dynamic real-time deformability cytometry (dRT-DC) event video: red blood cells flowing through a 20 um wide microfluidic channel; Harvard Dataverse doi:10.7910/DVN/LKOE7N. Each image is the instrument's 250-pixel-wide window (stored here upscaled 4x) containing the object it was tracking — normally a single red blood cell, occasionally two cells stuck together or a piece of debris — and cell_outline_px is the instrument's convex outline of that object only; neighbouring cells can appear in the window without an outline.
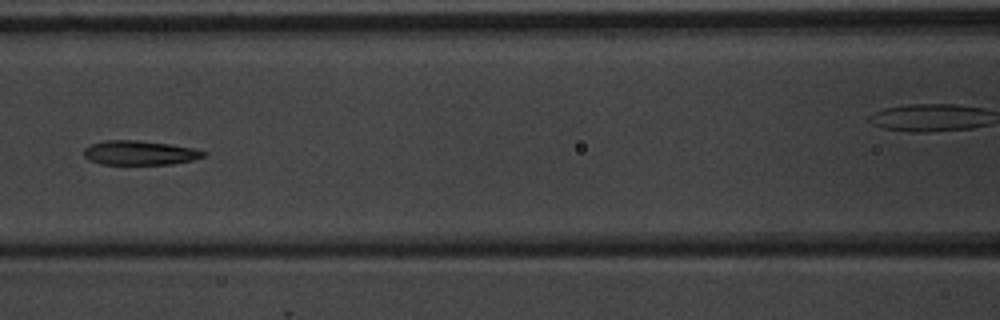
{"species": "common noctule bat (a hibernating species)", "species_latin": "Nyctalus noctula", "temperature_condition": "warm", "stored_images_in_passage": 9, "camera_frame_rate_fps": 3000, "um_per_image_px": 0.085, "animal": {"sex": "male", "body_mass_g": 20.1, "forearm_length_mm": 53.5}, "frame": {"image": 1, "passage_image": 6, "time_ms": 6.0, "image_size_px": [1000, 320], "cell_outline_px": [[208, 156], [196, 160], [172, 164], [100, 164], [88, 160], [84, 156], [84, 148], [92, 144], [104, 140], [136, 140], [168, 144], [192, 148], [208, 152]], "centroid_in_image_um": [11.91, 13.0], "position_along_channel_um": 154.7, "area_um2": 17.11}}
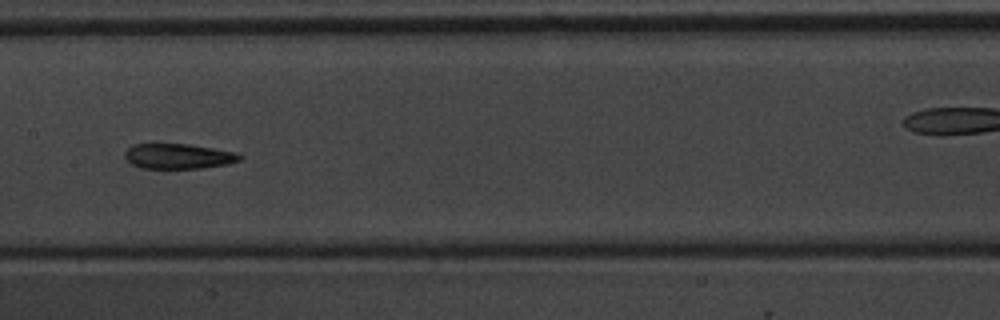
{"frame": {"image": 2, "passage_image": 7, "time_ms": 7.0, "image_size_px": [1000, 320], "cell_outline_px": [[244, 156], [240, 160], [228, 164], [200, 168], [140, 168], [132, 164], [124, 156], [124, 152], [132, 144], [188, 144], [236, 152]], "centroid_in_image_um": [15.16, 13.28], "position_along_channel_um": 192.2, "area_um2": 16.82}}
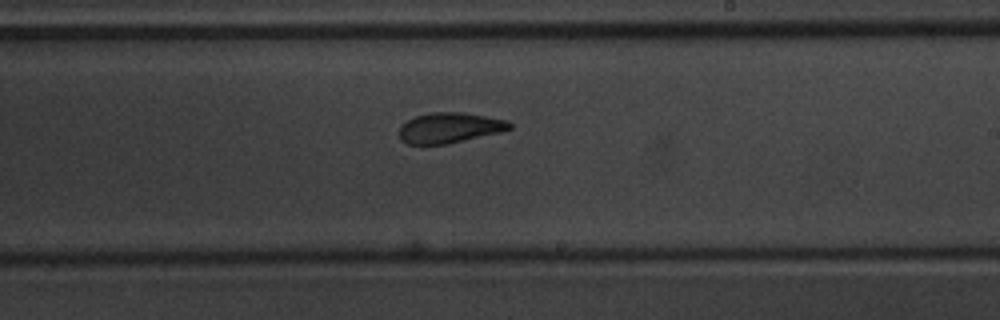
{"frame": {"image": 3, "passage_image": 9, "time_ms": 10.333, "image_size_px": [1000, 320], "cell_outline_px": [[512, 128], [500, 132], [448, 144], [408, 144], [400, 140], [400, 124], [416, 116], [432, 112], [464, 112], [508, 120], [512, 124]], "centroid_in_image_um": [38.22, 10.86], "position_along_channel_um": 250.8, "area_um2": 19.59}}